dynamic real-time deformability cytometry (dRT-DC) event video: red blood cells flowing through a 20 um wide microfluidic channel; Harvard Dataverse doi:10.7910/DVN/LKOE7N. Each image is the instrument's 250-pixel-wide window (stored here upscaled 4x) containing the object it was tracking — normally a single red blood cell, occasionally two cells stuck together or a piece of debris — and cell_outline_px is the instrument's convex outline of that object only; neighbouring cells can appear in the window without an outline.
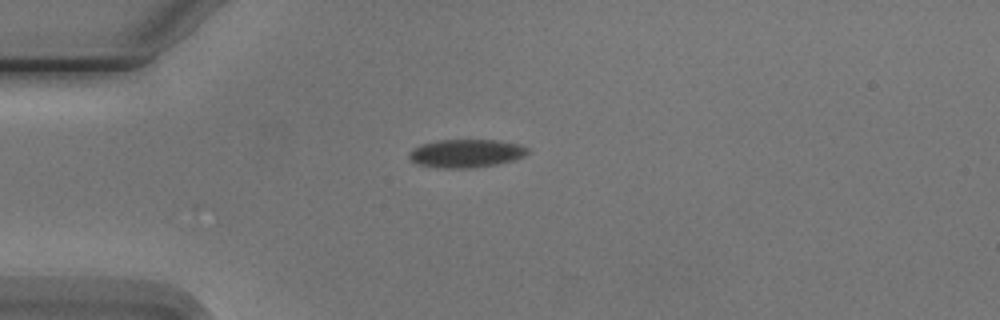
{"species": "Egyptian fruit bat (a non-hibernating species)", "species_latin": "Rousettus aegyptiacus", "temperature_condition": "cold", "stored_images_in_passage": 5, "camera_frame_rate_fps": 3000, "um_per_image_px": 0.085, "animal": {"sex": "male"}, "frame": {"image": 1, "passage_image": 3, "time_ms": 2.333, "image_size_px": [1000, 320], "cell_outline_px": [[528, 152], [524, 156], [516, 160], [500, 164], [476, 168], [436, 168], [416, 164], [408, 160], [408, 152], [412, 148], [420, 144], [436, 140], [500, 140], [520, 144], [528, 148]], "centroid_in_image_um": [39.59, 13.05], "position_along_channel_um": 45.4, "area_um2": 20.11}}
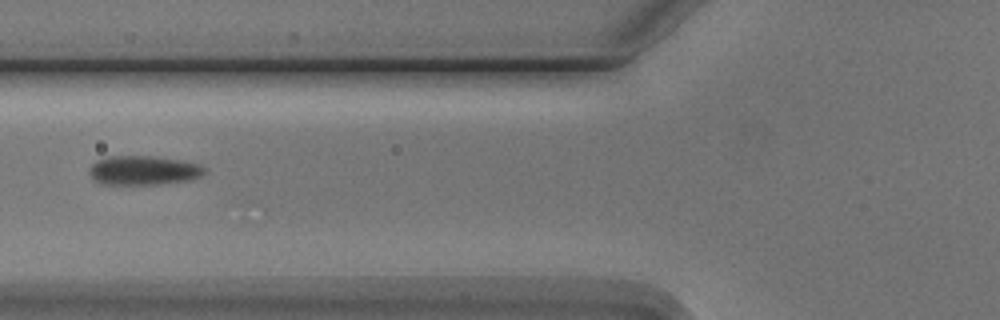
{"frame": {"image": 2, "passage_image": 5, "time_ms": 4.667, "image_size_px": [1000, 320], "cell_outline_px": [[208, 172], [200, 176], [188, 180], [156, 184], [100, 184], [92, 180], [88, 172], [88, 168], [96, 160], [108, 156], [152, 156], [184, 160], [200, 164], [208, 168]], "centroid_in_image_um": [12.19, 14.47], "position_along_channel_um": 113.6, "area_um2": 20.0}}